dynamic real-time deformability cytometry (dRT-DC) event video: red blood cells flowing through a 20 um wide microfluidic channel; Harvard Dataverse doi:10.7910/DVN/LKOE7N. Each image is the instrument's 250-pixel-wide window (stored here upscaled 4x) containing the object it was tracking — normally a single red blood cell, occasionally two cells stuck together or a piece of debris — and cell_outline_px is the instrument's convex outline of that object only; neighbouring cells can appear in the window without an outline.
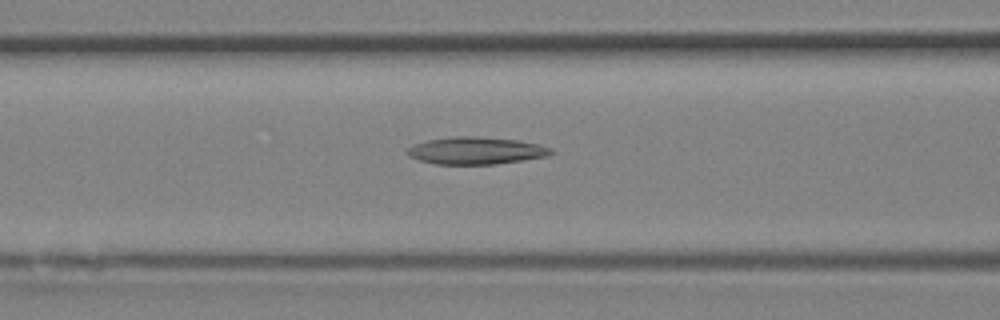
{"species": "Egyptian fruit bat (a non-hibernating species)", "species_latin": "Rousettus aegyptiacus", "temperature_condition": "room temperature", "stored_images_in_passage": 31, "camera_frame_rate_fps": 3000, "um_per_image_px": 0.085, "animal": {"sex": "female"}, "frame": {"image": 1, "passage_image": 12, "time_ms": 3.667, "image_size_px": [1000, 320], "cell_outline_px": [[556, 152], [548, 156], [524, 160], [496, 164], [436, 164], [420, 160], [408, 156], [404, 152], [408, 148], [416, 144], [428, 140], [456, 136], [476, 136], [520, 140], [552, 148]], "centroid_in_image_um": [40.49, 12.8], "position_along_channel_um": 126.1, "area_um2": 22.89}}
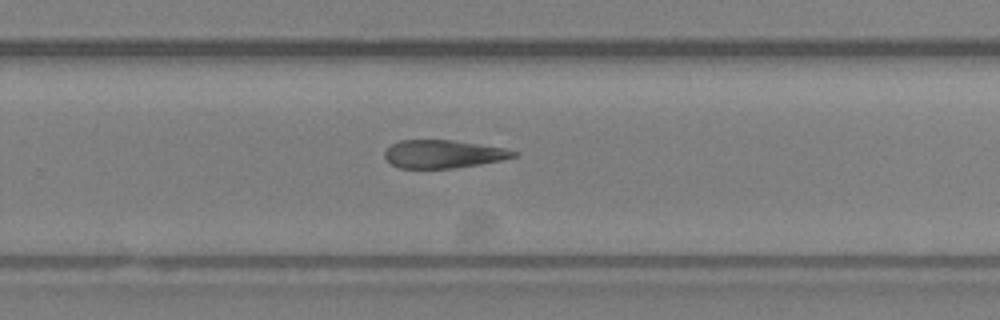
{"frame": {"image": 2, "passage_image": 20, "time_ms": 6.333, "image_size_px": [1000, 320], "cell_outline_px": [[520, 152], [516, 156], [500, 160], [480, 164], [456, 168], [400, 168], [392, 164], [384, 156], [384, 152], [392, 144], [400, 140], [452, 140], [504, 148]], "centroid_in_image_um": [37.68, 13.09], "position_along_channel_um": 292.1, "area_um2": 20.92}}
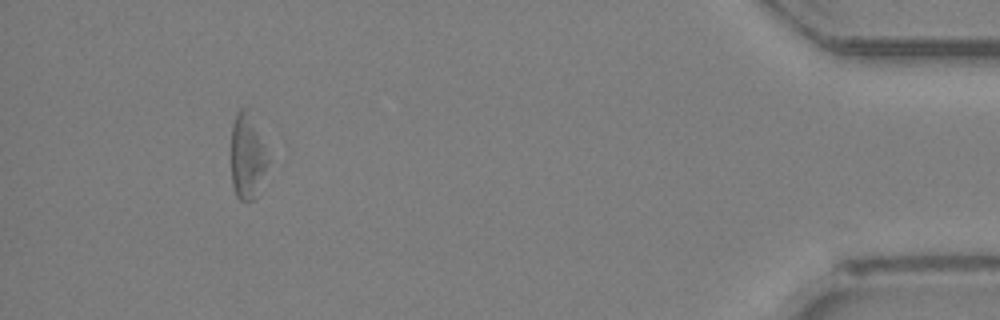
{"frame": {"image": 3, "passage_image": 29, "time_ms": 9.333, "image_size_px": [1000, 320], "cell_outline_px": [[268, 164], [256, 196], [252, 200], [240, 200], [236, 196], [232, 184], [232, 124], [240, 108], [252, 108], [264, 144], [268, 160]], "centroid_in_image_um": [21.03, 13.21], "position_along_channel_um": 414.2, "area_um2": 18.5}}